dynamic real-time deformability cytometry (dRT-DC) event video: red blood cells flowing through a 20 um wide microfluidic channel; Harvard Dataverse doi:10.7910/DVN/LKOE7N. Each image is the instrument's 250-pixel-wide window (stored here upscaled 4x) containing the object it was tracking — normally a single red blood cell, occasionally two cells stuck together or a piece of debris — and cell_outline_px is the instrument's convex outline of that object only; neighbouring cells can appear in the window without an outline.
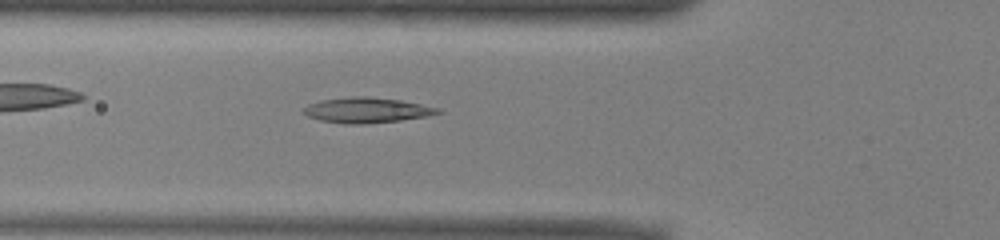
{"species": "common noctule bat (a hibernating species)", "species_latin": "Nyctalus noctula", "temperature_condition": "warm", "stored_images_in_passage": 49, "camera_frame_rate_fps": 3000, "um_per_image_px": 0.085, "animal": {"sex": "male", "body_mass_g": 13.0, "forearm_length_mm": 53.1}, "frame": {"image": 1, "passage_image": 16, "time_ms": 5.0, "image_size_px": [1000, 240], "cell_outline_px": [[444, 112], [428, 116], [400, 120], [364, 124], [344, 124], [320, 120], [308, 116], [304, 112], [304, 108], [308, 104], [320, 100], [352, 96], [368, 96], [400, 100], [440, 108]], "centroid_in_image_um": [31.19, 9.36], "position_along_channel_um": 94.6, "area_um2": 19.83}}
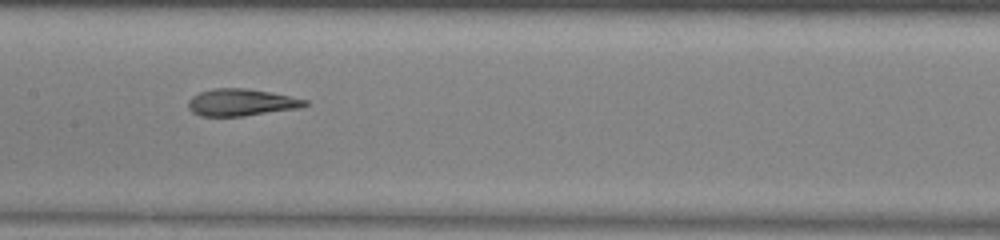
{"frame": {"image": 2, "passage_image": 23, "time_ms": 7.333, "image_size_px": [1000, 240], "cell_outline_px": [[308, 104], [300, 108], [244, 116], [200, 116], [192, 112], [188, 108], [188, 100], [192, 96], [200, 92], [212, 88], [248, 88], [308, 100]], "centroid_in_image_um": [20.47, 8.71], "position_along_channel_um": 186.9, "area_um2": 18.38}}
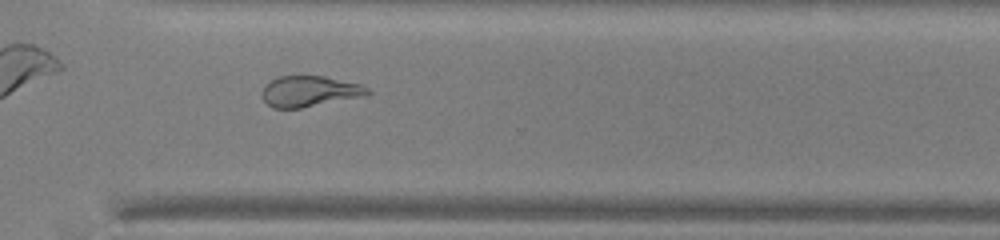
{"frame": {"image": 3, "passage_image": 35, "time_ms": 11.333, "image_size_px": [1000, 240], "cell_outline_px": [[372, 92], [368, 96], [300, 108], [272, 108], [264, 100], [264, 84], [280, 76], [324, 76], [360, 84], [368, 88]], "centroid_in_image_um": [26.37, 7.77], "position_along_channel_um": 344.2, "area_um2": 18.9}, "authors_computed_cell_mechanics": {"area_um2": 19.8832, "velocity_mm_per_s": 3.9396, "shape_relaxation_time_tau1_ms": 10.6938, "shape_relaxation_time_tau2_ms": 1.9456, "deformation_change_tau1": 0.3019, "deformation_change_tau2": 0.1092}}